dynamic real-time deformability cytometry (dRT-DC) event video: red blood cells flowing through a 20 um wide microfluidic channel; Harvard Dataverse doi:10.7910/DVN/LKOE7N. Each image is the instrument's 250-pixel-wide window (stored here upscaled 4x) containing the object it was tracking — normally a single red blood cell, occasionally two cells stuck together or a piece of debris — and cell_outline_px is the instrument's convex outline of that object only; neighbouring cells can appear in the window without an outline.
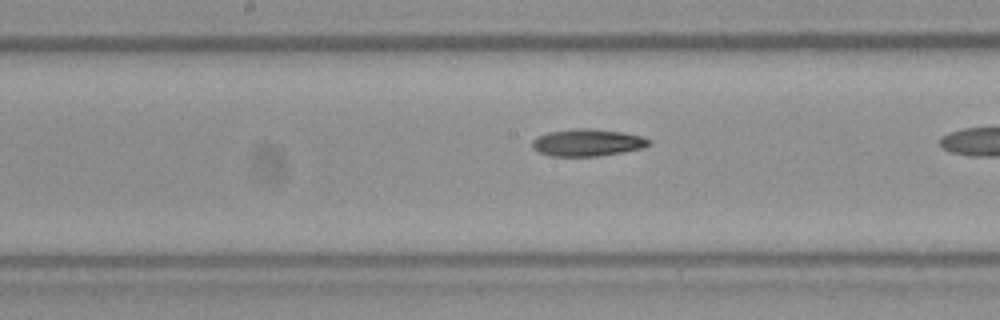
{"species": "Egyptian fruit bat (a non-hibernating species)", "species_latin": "Rousettus aegyptiacus", "temperature_condition": "room temperature", "stored_images_in_passage": 24, "camera_frame_rate_fps": 3000, "um_per_image_px": 0.085, "frame": {"image": 1, "passage_image": 11, "time_ms": 3.333, "image_size_px": [1000, 320], "cell_outline_px": [[652, 144], [644, 148], [624, 152], [600, 156], [552, 156], [536, 152], [532, 148], [532, 140], [536, 136], [548, 132], [576, 128], [592, 128], [624, 132], [640, 136], [652, 140]], "centroid_in_image_um": [49.94, 12.12], "position_along_channel_um": 198.3, "area_um2": 18.84}}
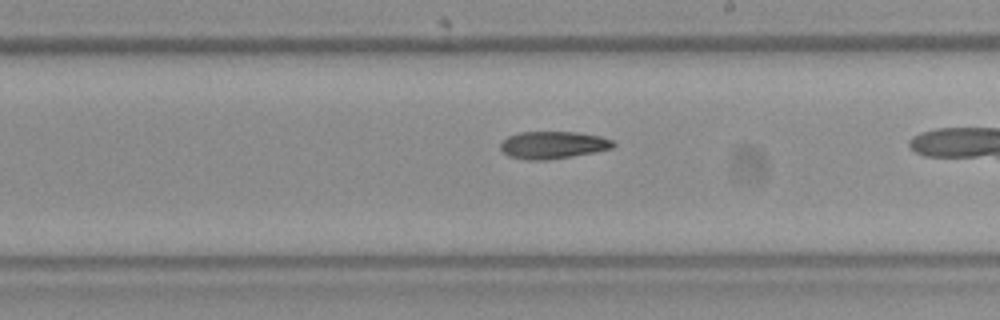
{"frame": {"image": 2, "passage_image": 14, "time_ms": 4.333, "image_size_px": [1000, 320], "cell_outline_px": [[616, 144], [612, 148], [596, 152], [548, 160], [528, 160], [508, 156], [500, 148], [500, 144], [508, 136], [520, 132], [576, 132], [600, 136], [612, 140]], "centroid_in_image_um": [47.01, 12.33], "position_along_channel_um": 242.0, "area_um2": 17.98}}
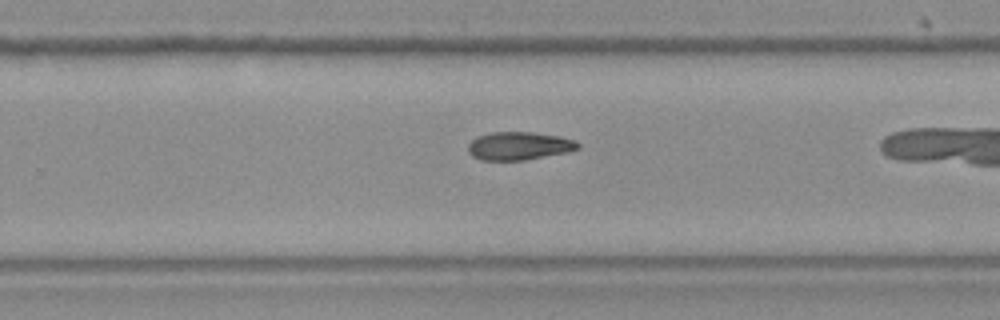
{"frame": {"image": 3, "passage_image": 17, "time_ms": 5.333, "image_size_px": [1000, 320], "cell_outline_px": [[580, 148], [568, 152], [524, 160], [480, 160], [472, 156], [468, 152], [468, 144], [476, 136], [488, 132], [532, 132], [560, 136], [576, 140], [580, 144]], "centroid_in_image_um": [44.11, 12.39], "position_along_channel_um": 285.7, "area_um2": 18.21}}